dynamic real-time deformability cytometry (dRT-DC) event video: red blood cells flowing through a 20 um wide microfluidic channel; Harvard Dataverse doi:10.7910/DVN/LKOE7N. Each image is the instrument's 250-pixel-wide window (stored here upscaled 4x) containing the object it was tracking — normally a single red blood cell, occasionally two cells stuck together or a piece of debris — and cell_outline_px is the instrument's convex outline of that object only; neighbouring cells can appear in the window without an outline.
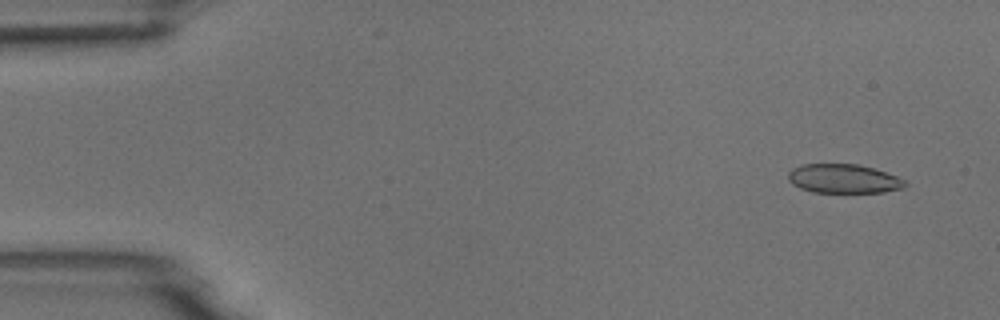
{"species": "common noctule bat (a hibernating species)", "species_latin": "Nyctalus noctula", "temperature_condition": "room temperature", "stored_images_in_passage": 6, "camera_frame_rate_fps": 3000, "um_per_image_px": 0.085, "animal": {"sex": "male", "body_mass_g": 18.8}, "frame": {"image": 1, "passage_image": 1, "time_ms": 0.0, "image_size_px": [1000, 320], "cell_outline_px": [[908, 184], [904, 188], [884, 192], [812, 192], [800, 188], [792, 184], [788, 180], [788, 172], [792, 168], [800, 164], [856, 164], [872, 168], [896, 176], [904, 180]], "centroid_in_image_um": [71.67, 15.19], "position_along_channel_um": 13.3, "area_um2": 19.77}}
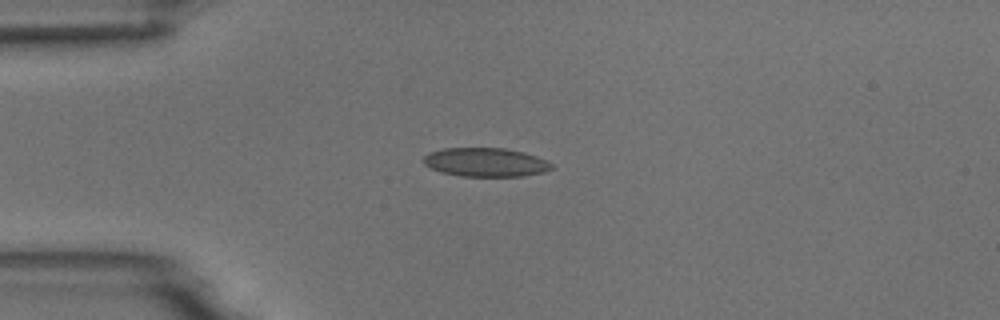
{"frame": {"image": 2, "passage_image": 4, "time_ms": 3.333, "image_size_px": [1000, 320], "cell_outline_px": [[552, 168], [544, 172], [524, 176], [460, 176], [440, 172], [424, 164], [424, 156], [428, 152], [444, 148], [504, 148], [524, 152], [536, 156], [552, 164]], "centroid_in_image_um": [41.26, 13.79], "position_along_channel_um": 43.7, "area_um2": 21.44}}